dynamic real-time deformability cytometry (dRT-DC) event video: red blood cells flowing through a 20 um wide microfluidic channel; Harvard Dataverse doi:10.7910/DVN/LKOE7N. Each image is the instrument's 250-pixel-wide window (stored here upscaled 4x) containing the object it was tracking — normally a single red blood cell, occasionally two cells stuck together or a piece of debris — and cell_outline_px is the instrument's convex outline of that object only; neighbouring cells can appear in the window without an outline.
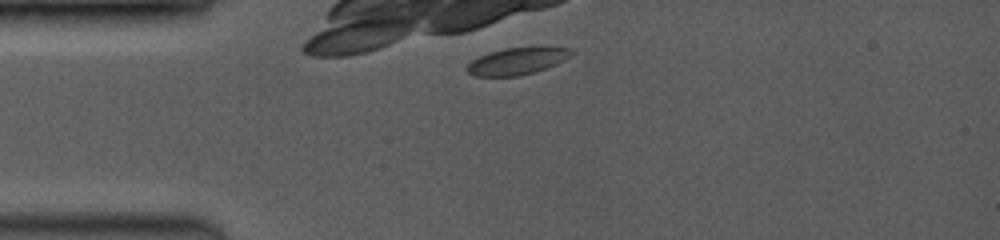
{"species": "common noctule bat (a hibernating species)", "species_latin": "Nyctalus noctula", "temperature_condition": "room temperature", "stored_images_in_passage": 1, "camera_frame_rate_fps": 3500, "um_per_image_px": 0.085, "animal": {"sex": "female", "body_mass_g": 19.0, "forearm_length_mm": 53.3}, "frame": {"image": 1, "passage_image": 1, "time_ms": 0.0, "image_size_px": [1000, 240], "cell_outline_px": [[572, 56], [556, 64], [520, 76], [476, 76], [468, 72], [468, 64], [472, 60], [480, 56], [504, 48], [568, 48], [572, 52]], "centroid_in_image_um": [43.93, 5.21], "position_along_channel_um": 41.1, "area_um2": 15.78}}